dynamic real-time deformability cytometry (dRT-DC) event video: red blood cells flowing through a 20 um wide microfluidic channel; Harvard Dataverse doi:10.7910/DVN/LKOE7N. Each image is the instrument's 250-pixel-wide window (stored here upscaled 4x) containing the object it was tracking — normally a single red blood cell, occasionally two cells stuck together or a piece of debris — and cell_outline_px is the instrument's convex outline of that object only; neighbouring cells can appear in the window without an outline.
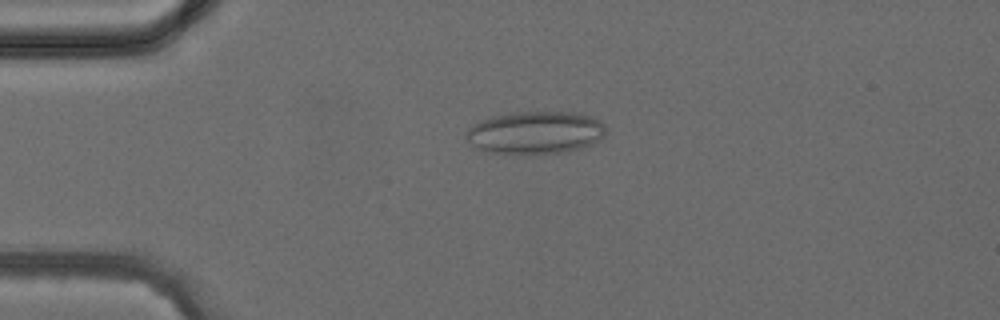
{"species": "common noctule bat (a hibernating species)", "species_latin": "Nyctalus noctula", "temperature_condition": "cold", "stored_images_in_passage": 36, "camera_frame_rate_fps": 3000, "um_per_image_px": 0.085, "animal": {"sex": "female", "body_mass_g": 24.6, "forearm_length_mm": 56.2}, "frame": {"image": 1, "passage_image": 4, "time_ms": 1.0, "image_size_px": [1000, 320], "cell_outline_px": [[604, 136], [580, 148], [568, 152], [536, 156], [488, 152], [476, 148], [464, 136], [468, 128], [480, 120], [492, 116], [516, 112], [576, 112], [600, 120], [604, 124]], "centroid_in_image_um": [45.46, 11.3], "position_along_channel_um": 39.5, "area_um2": 35.2}}
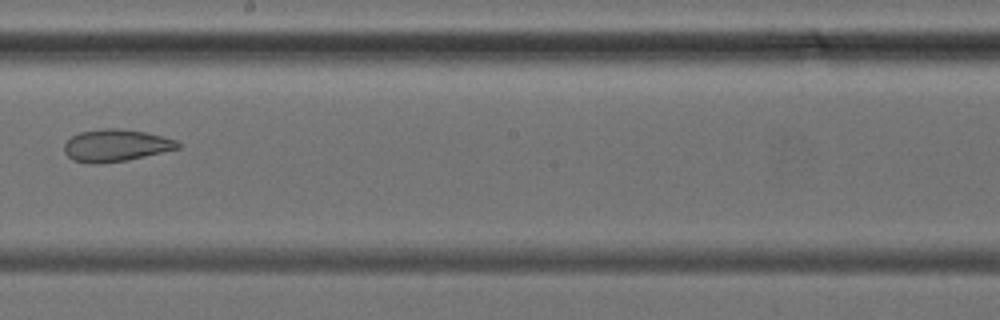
{"frame": {"image": 2, "passage_image": 18, "time_ms": 5.667, "image_size_px": [1000, 320], "cell_outline_px": [[180, 148], [128, 160], [100, 164], [88, 164], [72, 160], [64, 152], [64, 144], [72, 136], [80, 132], [104, 128], [116, 128], [144, 132], [176, 140], [180, 144]], "centroid_in_image_um": [9.81, 12.38], "position_along_channel_um": 238.4, "area_um2": 21.27}}
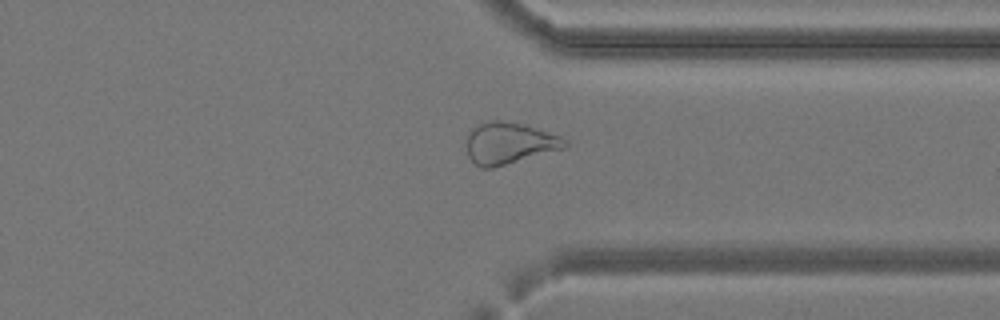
{"frame": {"image": 3, "passage_image": 26, "time_ms": 8.333, "image_size_px": [1000, 320], "cell_outline_px": [[568, 148], [492, 168], [480, 168], [468, 156], [464, 144], [468, 132], [472, 128], [488, 120], [500, 120], [524, 124], [560, 136], [568, 140]], "centroid_in_image_um": [43.27, 12.17], "position_along_channel_um": 368.1, "area_um2": 24.28}}